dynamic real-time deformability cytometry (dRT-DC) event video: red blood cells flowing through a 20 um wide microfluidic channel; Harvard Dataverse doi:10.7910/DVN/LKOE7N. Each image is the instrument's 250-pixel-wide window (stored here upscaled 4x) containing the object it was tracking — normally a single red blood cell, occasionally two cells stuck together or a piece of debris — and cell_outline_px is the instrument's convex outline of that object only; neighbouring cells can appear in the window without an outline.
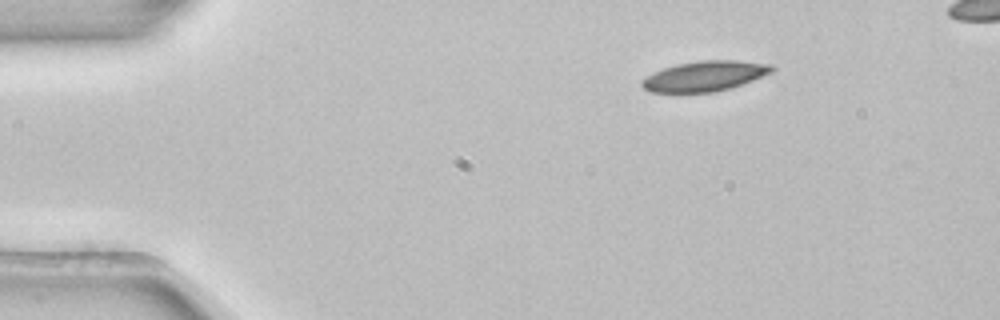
{"species": "common noctule bat (a hibernating species)", "species_latin": "Nyctalus noctula", "temperature_condition": "room temperature", "stored_images_in_passage": 4, "segment_of_instrument_passage": [1, 2], "camera_frame_rate_fps": 3000, "um_per_image_px": 0.085, "animal": {"sex": "female", "body_mass_g": 22.7, "forearm_length_mm": 54.2}, "frame": {"image": 1, "passage_image": 1, "time_ms": 0.0, "image_size_px": [1000, 320], "cell_outline_px": [[776, 68], [772, 72], [732, 88], [716, 92], [648, 92], [640, 84], [652, 72], [676, 64], [700, 60], [736, 60], [772, 64]], "centroid_in_image_um": [59.93, 6.46], "position_along_channel_um": 25.1, "area_um2": 22.89}}